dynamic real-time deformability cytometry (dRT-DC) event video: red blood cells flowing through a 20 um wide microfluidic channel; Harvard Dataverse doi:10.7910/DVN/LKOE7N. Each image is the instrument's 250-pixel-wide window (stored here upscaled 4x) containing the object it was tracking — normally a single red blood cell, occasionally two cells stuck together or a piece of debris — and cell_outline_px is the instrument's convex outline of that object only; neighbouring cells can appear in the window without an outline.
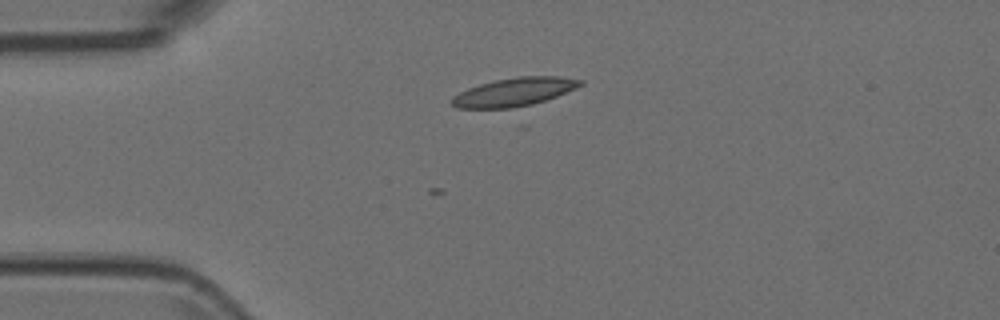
{"species": "Egyptian fruit bat (a non-hibernating species)", "species_latin": "Rousettus aegyptiacus", "temperature_condition": "room temperature", "stored_images_in_passage": 4, "camera_frame_rate_fps": 3000, "um_per_image_px": 0.085, "animal": {"sex": "female"}, "frame": {"image": 1, "passage_image": 1, "time_ms": 0.0, "image_size_px": [1000, 320], "cell_outline_px": [[584, 84], [576, 88], [556, 96], [524, 108], [456, 108], [452, 104], [452, 96], [468, 88], [480, 84], [496, 80], [516, 76], [560, 76], [584, 80]], "centroid_in_image_um": [43.74, 7.82], "position_along_channel_um": 41.3, "area_um2": 21.44}}